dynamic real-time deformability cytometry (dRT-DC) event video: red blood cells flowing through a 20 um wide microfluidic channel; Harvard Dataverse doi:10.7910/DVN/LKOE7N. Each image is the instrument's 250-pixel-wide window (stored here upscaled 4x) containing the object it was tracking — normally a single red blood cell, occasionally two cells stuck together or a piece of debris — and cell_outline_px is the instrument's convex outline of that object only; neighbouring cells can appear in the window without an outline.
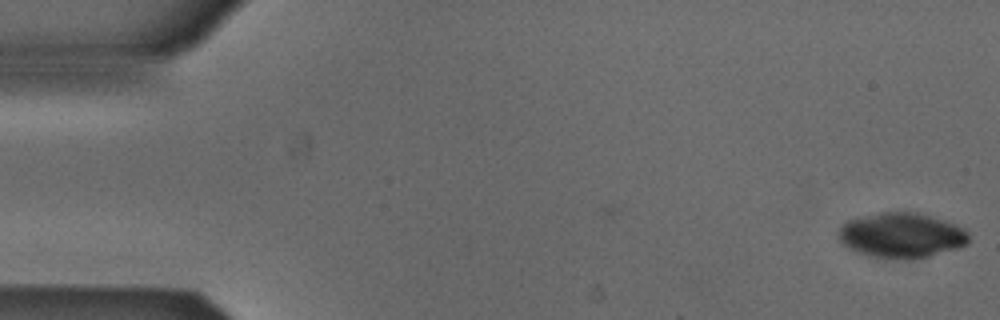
{"species": "Egyptian fruit bat (a non-hibernating species)", "species_latin": "Rousettus aegyptiacus", "temperature_condition": "cold", "stored_images_in_passage": 42, "camera_frame_rate_fps": 3000, "um_per_image_px": 0.085, "animal": {"sex": "male"}, "frame": {"image": 1, "passage_image": 1, "time_ms": 0.0, "image_size_px": [1000, 320], "cell_outline_px": [[968, 244], [956, 248], [928, 256], [912, 260], [908, 260], [872, 256], [856, 252], [848, 248], [840, 240], [840, 228], [848, 220], [884, 212], [916, 212], [944, 220], [956, 224], [964, 228], [968, 232]], "centroid_in_image_um": [76.66, 20.01], "position_along_channel_um": 8.3, "area_um2": 33.87}}
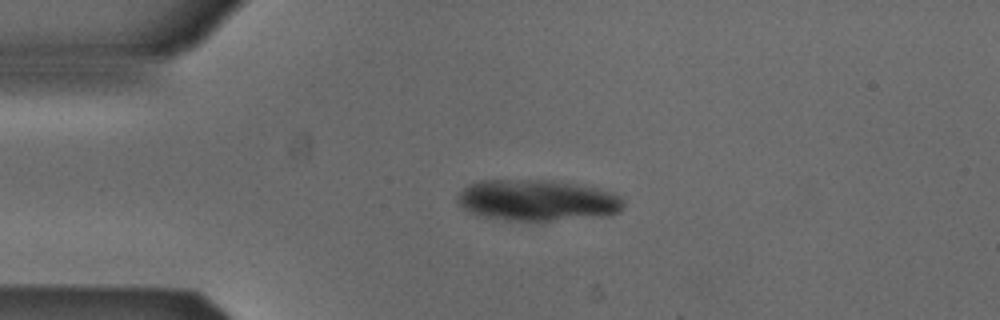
{"frame": {"image": 2, "passage_image": 12, "time_ms": 3.667, "image_size_px": [1000, 320], "cell_outline_px": [[624, 208], [620, 212], [608, 216], [548, 220], [508, 220], [476, 216], [468, 212], [456, 200], [460, 192], [468, 184], [480, 180], [552, 180], [576, 184], [608, 192], [620, 196], [624, 204]], "centroid_in_image_um": [45.64, 17.03], "position_along_channel_um": 39.4, "area_um2": 39.77}}
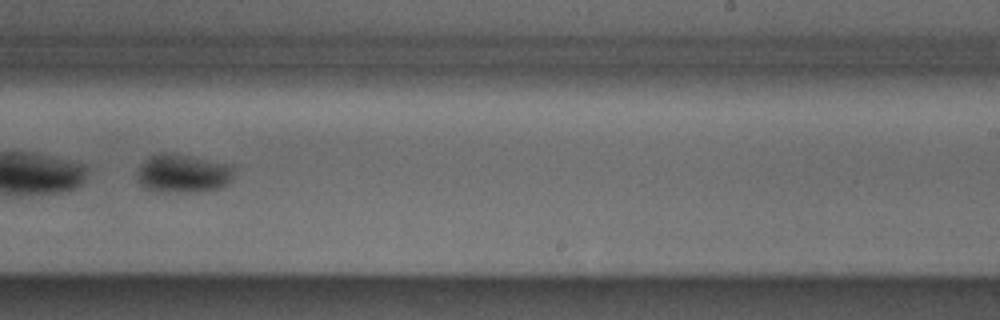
{"frame": {"image": 3, "passage_image": 33, "time_ms": 10.667, "image_size_px": [1000, 320], "cell_outline_px": [[236, 172], [232, 180], [228, 184], [220, 188], [200, 192], [160, 192], [144, 188], [140, 184], [136, 176], [136, 172], [140, 164], [148, 156], [160, 152], [164, 152], [236, 164]], "centroid_in_image_um": [15.6, 14.74], "position_along_channel_um": 273.4, "area_um2": 22.54}, "authors_computed_cell_mechanics": {"area_um2": 23.0044, "velocity_mm_per_s": 3.8666, "shape_relaxation_time_tau1_ms": 3.0196, "shape_relaxation_time_tau2_ms": null, "deformation_change_tau1": 0.0717, "deformation_change_tau2": null}}